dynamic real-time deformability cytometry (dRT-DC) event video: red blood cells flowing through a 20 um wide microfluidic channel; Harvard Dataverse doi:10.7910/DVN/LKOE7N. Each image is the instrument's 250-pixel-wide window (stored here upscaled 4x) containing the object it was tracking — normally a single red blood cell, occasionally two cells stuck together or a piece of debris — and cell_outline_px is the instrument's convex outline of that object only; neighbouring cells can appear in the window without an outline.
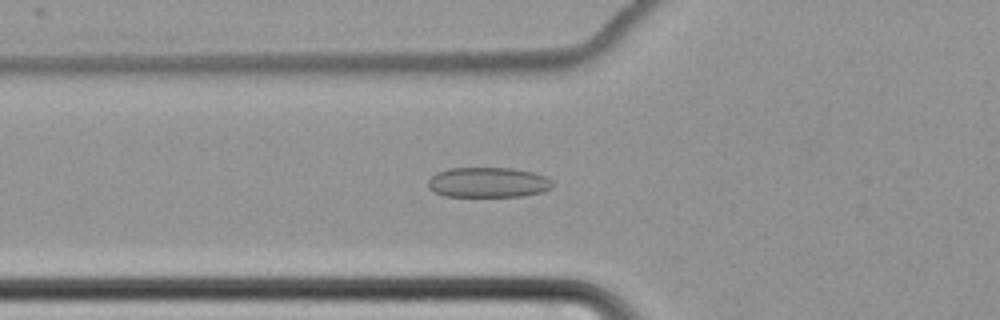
{"species": "common noctule bat (a hibernating species)", "species_latin": "Nyctalus noctula", "temperature_condition": "cold", "stored_images_in_passage": 52, "camera_frame_rate_fps": 3000, "um_per_image_px": 0.085, "animal": {"sex": "female", "body_mass_g": 22.7, "forearm_length_mm": 54.2}, "frame": {"image": 1, "passage_image": 14, "time_ms": 4.333, "image_size_px": [1000, 320], "cell_outline_px": [[552, 188], [540, 192], [520, 196], [444, 196], [428, 188], [428, 180], [436, 172], [448, 168], [512, 168], [532, 172], [544, 176], [552, 180]], "centroid_in_image_um": [41.46, 15.5], "position_along_channel_um": 84.3, "area_um2": 21.79}}
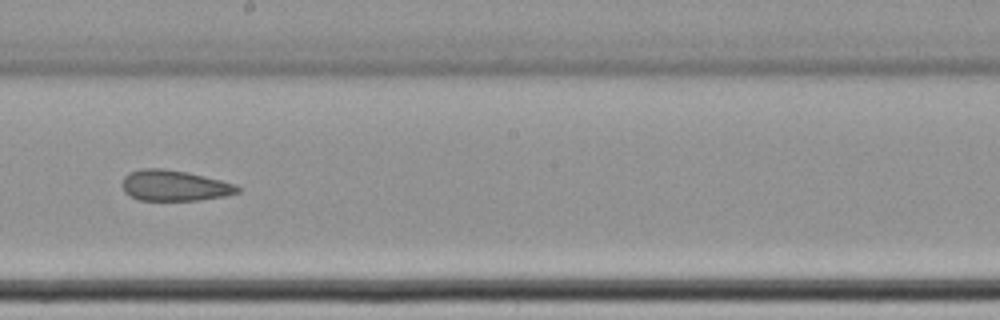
{"frame": {"image": 2, "passage_image": 27, "time_ms": 8.667, "image_size_px": [1000, 320], "cell_outline_px": [[240, 192], [224, 196], [196, 200], [140, 200], [124, 192], [124, 176], [128, 172], [140, 168], [164, 168], [188, 172], [220, 180], [232, 184], [240, 188]], "centroid_in_image_um": [14.8, 15.76], "position_along_channel_um": 233.4, "area_um2": 20.46}}
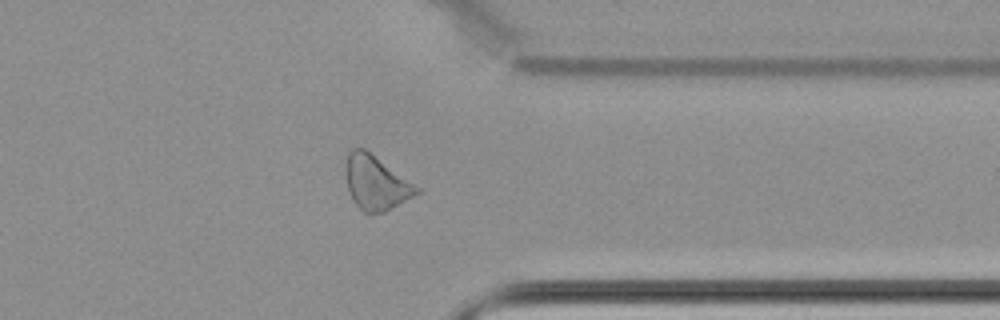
{"frame": {"image": 3, "passage_image": 40, "time_ms": 13.0, "image_size_px": [1000, 320], "cell_outline_px": [[420, 192], [384, 212], [364, 212], [356, 204], [348, 192], [344, 172], [348, 152], [352, 148], [364, 148], [420, 188]], "centroid_in_image_um": [31.91, 15.51], "position_along_channel_um": 379.5, "area_um2": 22.08}, "authors_computed_cell_mechanics": {"area_um2": 22.5709, "velocity_mm_per_s": 3.4501, "shape_relaxation_time_tau1_ms": null, "shape_relaxation_time_tau2_ms": 3.8251, "deformation_change_tau1": null, "deformation_change_tau2": 0.1088}}